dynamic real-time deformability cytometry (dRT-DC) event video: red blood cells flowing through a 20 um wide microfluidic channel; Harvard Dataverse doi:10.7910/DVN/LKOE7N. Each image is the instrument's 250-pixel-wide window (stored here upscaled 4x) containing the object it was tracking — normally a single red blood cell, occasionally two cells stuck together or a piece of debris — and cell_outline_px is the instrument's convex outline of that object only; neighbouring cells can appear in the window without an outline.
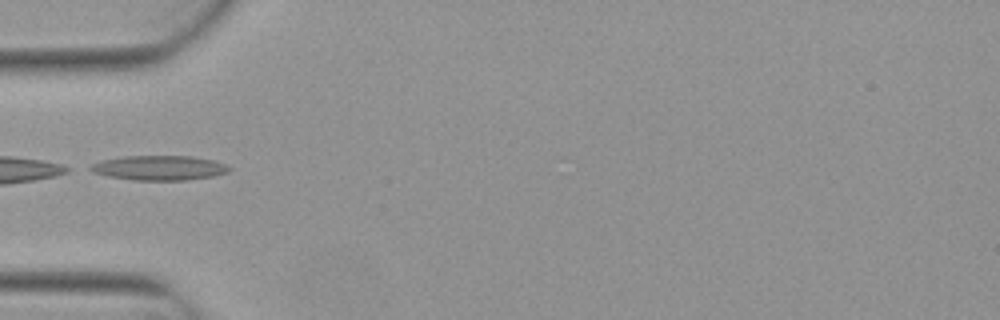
{"species": "Egyptian fruit bat (a non-hibernating species)", "species_latin": "Rousettus aegyptiacus", "temperature_condition": "warm", "stored_images_in_passage": 6, "camera_frame_rate_fps": 3000, "um_per_image_px": 0.085, "animal": {"sex": "female"}, "frame": {"image": 1, "passage_image": 5, "time_ms": 1.333, "image_size_px": [1000, 320], "cell_outline_px": [[232, 168], [228, 172], [212, 176], [184, 180], [132, 180], [108, 176], [92, 172], [84, 168], [100, 160], [124, 156], [192, 156], [216, 160]], "centroid_in_image_um": [13.49, 14.26], "position_along_channel_um": 71.5, "area_um2": 20.11}}
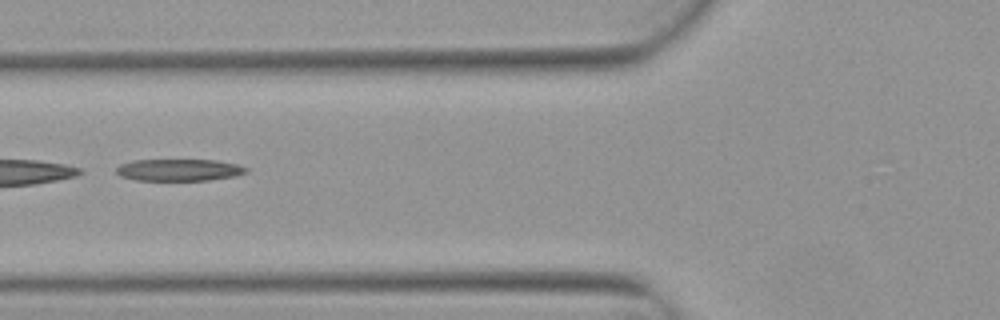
{"frame": {"image": 2, "passage_image": 6, "time_ms": 1.667, "image_size_px": [1000, 320], "cell_outline_px": [[248, 172], [236, 176], [208, 180], [136, 180], [120, 176], [116, 172], [116, 168], [120, 164], [132, 160], [216, 160], [236, 164], [248, 168]], "centroid_in_image_um": [15.22, 14.44], "position_along_channel_um": 110.6, "area_um2": 16.59}}